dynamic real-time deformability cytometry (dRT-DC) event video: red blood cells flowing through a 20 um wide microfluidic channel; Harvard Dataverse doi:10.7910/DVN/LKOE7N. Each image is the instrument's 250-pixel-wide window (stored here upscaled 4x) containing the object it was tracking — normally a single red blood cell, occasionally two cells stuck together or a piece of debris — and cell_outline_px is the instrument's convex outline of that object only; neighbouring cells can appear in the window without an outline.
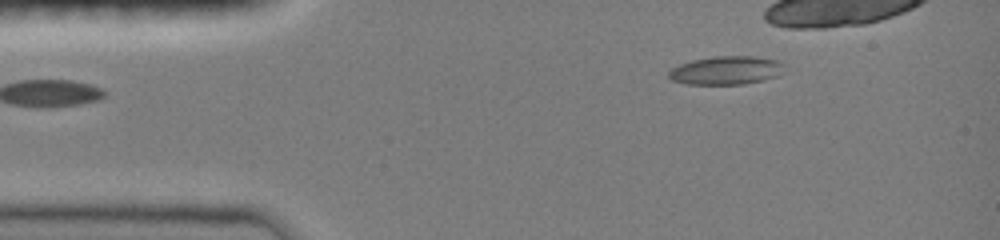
{"species": "common noctule bat (a hibernating species)", "species_latin": "Nyctalus noctula", "temperature_condition": "room temperature", "stored_images_in_passage": 3, "camera_frame_rate_fps": 3000, "um_per_image_px": 0.085, "animal": {"sex": "female", "body_mass_g": 19.0, "forearm_length_mm": 51.5}, "frame": {"image": 1, "passage_image": 3, "time_ms": 1.333, "image_size_px": [1000, 240], "cell_outline_px": [[780, 64], [776, 76], [744, 84], [688, 84], [672, 80], [668, 76], [668, 72], [672, 68], [680, 64], [692, 60], [712, 56], [752, 56], [776, 60]], "centroid_in_image_um": [61.6, 5.98], "position_along_channel_um": 23.4, "area_um2": 18.61}}